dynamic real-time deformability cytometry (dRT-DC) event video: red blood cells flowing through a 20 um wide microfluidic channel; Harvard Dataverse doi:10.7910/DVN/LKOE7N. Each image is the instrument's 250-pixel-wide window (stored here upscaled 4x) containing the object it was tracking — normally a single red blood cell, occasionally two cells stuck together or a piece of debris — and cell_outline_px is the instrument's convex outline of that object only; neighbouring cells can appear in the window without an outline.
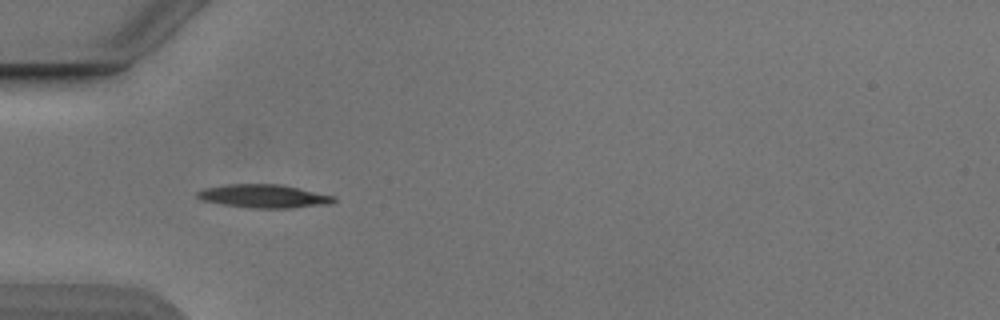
{"species": "Egyptian fruit bat (a non-hibernating species)", "species_latin": "Rousettus aegyptiacus", "temperature_condition": "cold", "stored_images_in_passage": 37, "camera_frame_rate_fps": 3000, "um_per_image_px": 0.085, "animal": {"sex": "male"}, "frame": {"image": 1, "passage_image": 1, "time_ms": 0.0, "image_size_px": [1000, 320], "cell_outline_px": [[336, 200], [332, 204], [288, 208], [252, 208], [224, 204], [200, 200], [196, 196], [196, 192], [204, 188], [228, 184], [280, 184], [336, 196]], "centroid_in_image_um": [22.44, 16.67], "position_along_channel_um": 62.6, "area_um2": 18.61}}
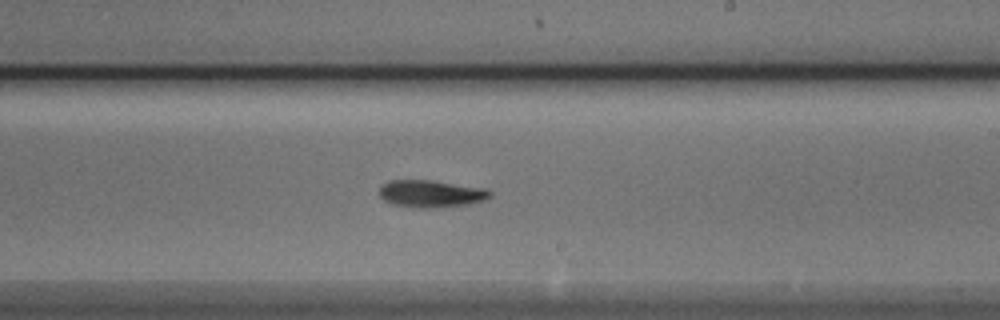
{"frame": {"image": 2, "passage_image": 16, "time_ms": 5.0, "image_size_px": [1000, 320], "cell_outline_px": [[492, 196], [484, 200], [468, 204], [428, 208], [420, 208], [392, 204], [384, 200], [380, 196], [380, 184], [388, 180], [432, 180], [488, 188], [492, 192]], "centroid_in_image_um": [36.65, 16.45], "position_along_channel_um": 252.4, "area_um2": 17.74}}
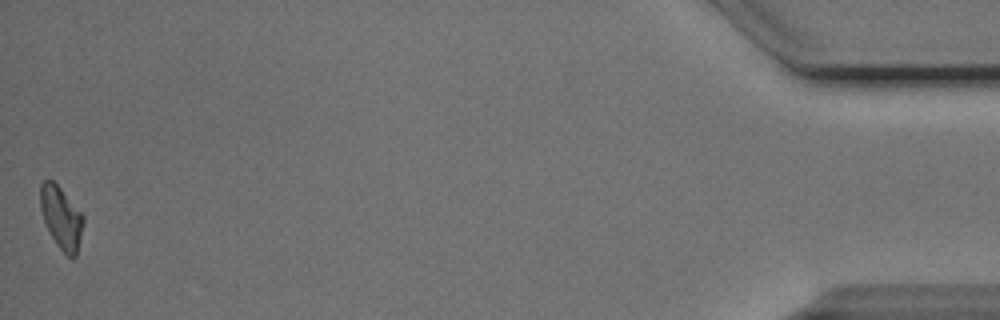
{"frame": {"image": 3, "passage_image": 37, "time_ms": 12.0, "image_size_px": [1000, 320], "cell_outline_px": [[84, 220], [76, 256], [72, 260], [56, 244], [44, 220], [40, 208], [40, 184], [44, 180], [52, 180], [60, 188], [84, 216]], "centroid_in_image_um": [5.2, 18.5], "position_along_channel_um": 430.0, "area_um2": 15.32}, "authors_computed_cell_mechanics": {"area_um2": 16.5886, "velocity_mm_per_s": 3.8606, "shape_relaxation_time_tau1_ms": 3.54, "shape_relaxation_time_tau2_ms": null, "deformation_change_tau1": 0.1551, "deformation_change_tau2": null}}